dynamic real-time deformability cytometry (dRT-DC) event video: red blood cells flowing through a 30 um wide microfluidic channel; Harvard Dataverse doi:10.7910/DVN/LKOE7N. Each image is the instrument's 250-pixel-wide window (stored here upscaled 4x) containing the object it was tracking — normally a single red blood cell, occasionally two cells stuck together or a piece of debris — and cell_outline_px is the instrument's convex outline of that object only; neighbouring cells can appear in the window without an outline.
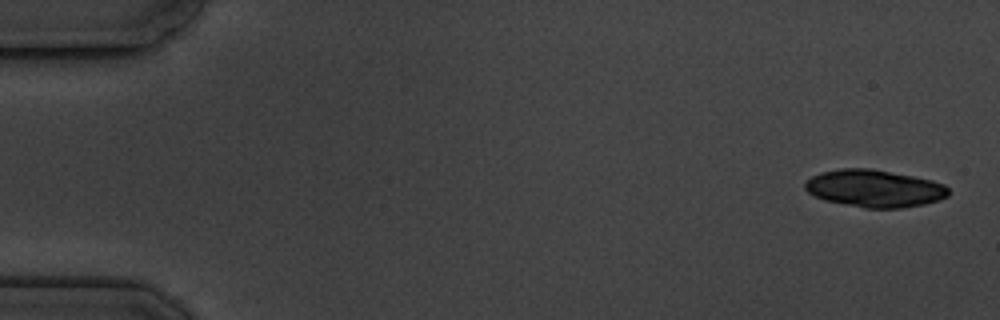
{"species": "common noctule bat (a hibernating species)", "species_latin": "Nyctalus noctula", "temperature_condition": "cold", "stored_images_in_passage": 5, "camera_frame_rate_fps": 3000, "um_per_image_px": 0.085, "animal": {"sex": "male", "body_mass_g": 19.5, "forearm_length_mm": 54.6}, "frame": {"image": 1, "passage_image": 1, "time_ms": 0.0, "image_size_px": [1000, 320], "cell_outline_px": [[948, 196], [940, 200], [924, 204], [900, 208], [864, 208], [824, 200], [808, 192], [804, 188], [804, 184], [812, 176], [820, 172], [840, 168], [872, 168], [932, 180], [944, 184], [948, 188]], "centroid_in_image_um": [74.32, 16.01], "position_along_channel_um": 10.7, "area_um2": 31.27}}